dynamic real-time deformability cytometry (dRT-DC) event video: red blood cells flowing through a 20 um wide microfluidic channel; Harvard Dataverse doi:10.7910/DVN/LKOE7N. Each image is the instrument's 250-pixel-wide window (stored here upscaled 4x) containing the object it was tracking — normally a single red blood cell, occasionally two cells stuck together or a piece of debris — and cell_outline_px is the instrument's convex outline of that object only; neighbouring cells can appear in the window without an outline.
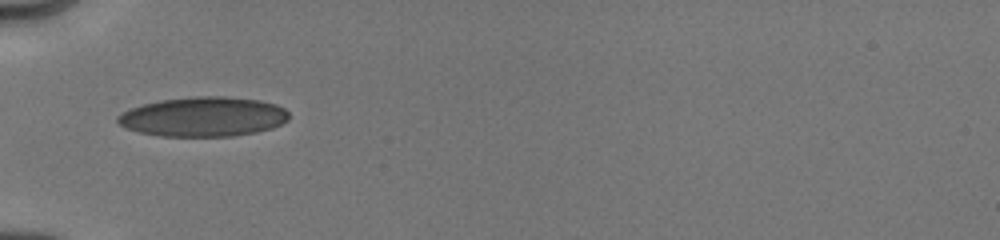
{"species": "human", "species_latin": "Homo sapiens", "temperature_condition": "cold", "stored_images_in_passage": 50, "camera_frame_rate_fps": 3000, "um_per_image_px": 0.085, "donor": {"sex": "male"}, "frame": {"image": 1, "passage_image": 1, "time_ms": 0.0, "image_size_px": [1000, 240], "cell_outline_px": [[288, 120], [272, 128], [256, 132], [232, 136], [160, 136], [140, 132], [124, 128], [116, 120], [116, 116], [132, 108], [144, 104], [160, 100], [196, 96], [224, 96], [260, 100], [276, 104], [284, 108], [288, 112]], "centroid_in_image_um": [17.29, 9.92], "position_along_channel_um": 67.7, "area_um2": 39.48}}
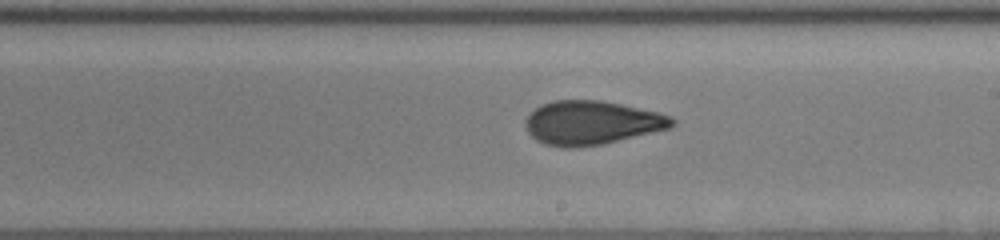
{"frame": {"image": 2, "passage_image": 18, "time_ms": 4.333, "image_size_px": [1000, 240], "cell_outline_px": [[676, 124], [668, 128], [600, 144], [576, 148], [564, 148], [544, 144], [536, 140], [528, 132], [524, 124], [524, 120], [540, 104], [552, 100], [600, 100], [660, 112], [672, 116], [676, 120]], "centroid_in_image_um": [50.26, 10.42], "position_along_channel_um": 238.7, "area_um2": 37.4}}
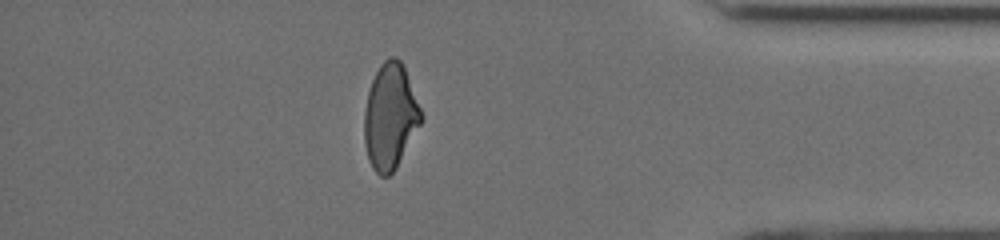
{"frame": {"image": 3, "passage_image": 36, "time_ms": 9.0, "image_size_px": [1000, 240], "cell_outline_px": [[424, 116], [420, 124], [396, 168], [388, 176], [380, 176], [372, 168], [368, 160], [364, 144], [364, 112], [368, 92], [372, 80], [380, 64], [388, 56], [396, 56], [400, 60], [404, 68]], "centroid_in_image_um": [33.15, 9.91], "position_along_channel_um": 402.1, "area_um2": 34.85}, "authors_computed_cell_mechanics": {"area_um2": 36.0094, "velocity_mm_per_s": 4.0413, "shape_relaxation_time_tau1_ms": 5.8501, "shape_relaxation_time_tau2_ms": 1.2243, "deformation_change_tau1": 0.1712, "deformation_change_tau2": 0.071}}